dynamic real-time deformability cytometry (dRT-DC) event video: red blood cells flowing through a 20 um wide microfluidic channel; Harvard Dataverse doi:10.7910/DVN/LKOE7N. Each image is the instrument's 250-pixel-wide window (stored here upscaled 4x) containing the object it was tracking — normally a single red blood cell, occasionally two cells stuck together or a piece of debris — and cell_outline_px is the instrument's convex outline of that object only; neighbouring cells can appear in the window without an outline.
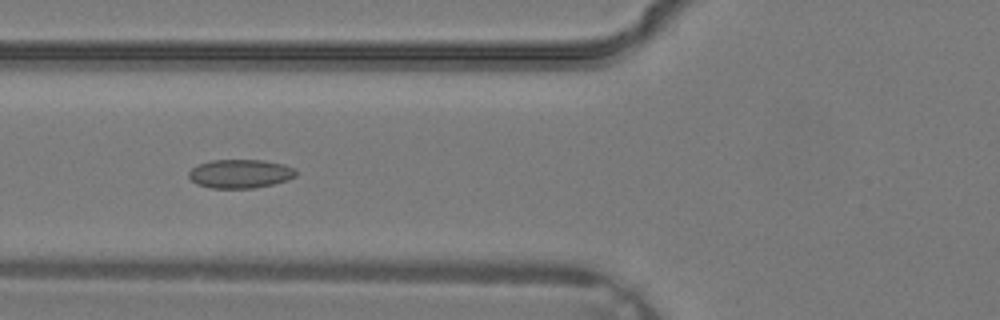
{"species": "common noctule bat (a hibernating species)", "species_latin": "Nyctalus noctula", "temperature_condition": "warm", "stored_images_in_passage": 34, "camera_frame_rate_fps": 3000, "um_per_image_px": 0.085, "animal": {"sex": "male", "body_mass_g": 19.2, "forearm_length_mm": 51.8}, "frame": {"image": 1, "passage_image": 11, "time_ms": 3.333, "image_size_px": [1000, 320], "cell_outline_px": [[296, 176], [288, 180], [272, 184], [252, 188], [212, 188], [196, 184], [188, 176], [188, 172], [196, 164], [212, 160], [264, 160], [284, 164], [296, 168]], "centroid_in_image_um": [20.42, 14.76], "position_along_channel_um": 105.4, "area_um2": 18.09}}
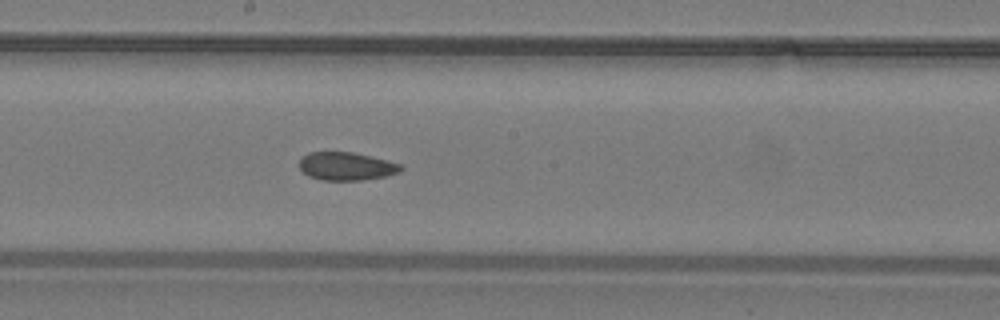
{"frame": {"image": 2, "passage_image": 17, "time_ms": 5.333, "image_size_px": [1000, 320], "cell_outline_px": [[404, 168], [400, 172], [384, 176], [360, 180], [320, 180], [308, 176], [300, 168], [300, 160], [308, 152], [352, 152], [372, 156], [404, 164]], "centroid_in_image_um": [29.48, 14.13], "position_along_channel_um": 218.7, "area_um2": 16.7}}
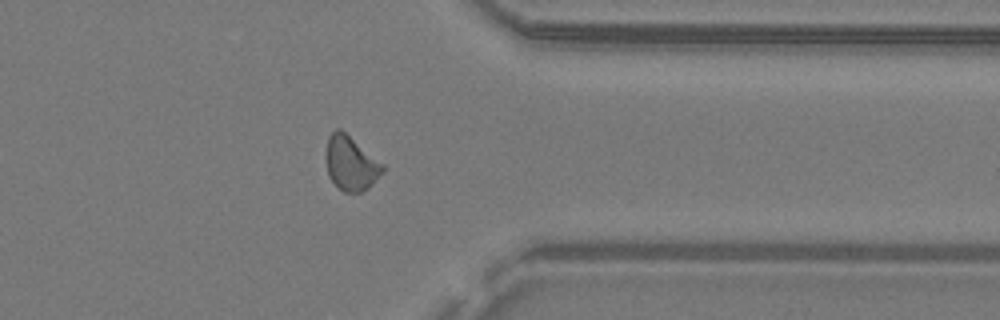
{"frame": {"image": 3, "passage_image": 26, "time_ms": 8.333, "image_size_px": [1000, 320], "cell_outline_px": [[384, 172], [368, 188], [360, 192], [344, 192], [328, 176], [324, 156], [328, 136], [336, 128], [340, 128], [384, 164]], "centroid_in_image_um": [29.8, 13.86], "position_along_channel_um": 381.6, "area_um2": 18.09}}